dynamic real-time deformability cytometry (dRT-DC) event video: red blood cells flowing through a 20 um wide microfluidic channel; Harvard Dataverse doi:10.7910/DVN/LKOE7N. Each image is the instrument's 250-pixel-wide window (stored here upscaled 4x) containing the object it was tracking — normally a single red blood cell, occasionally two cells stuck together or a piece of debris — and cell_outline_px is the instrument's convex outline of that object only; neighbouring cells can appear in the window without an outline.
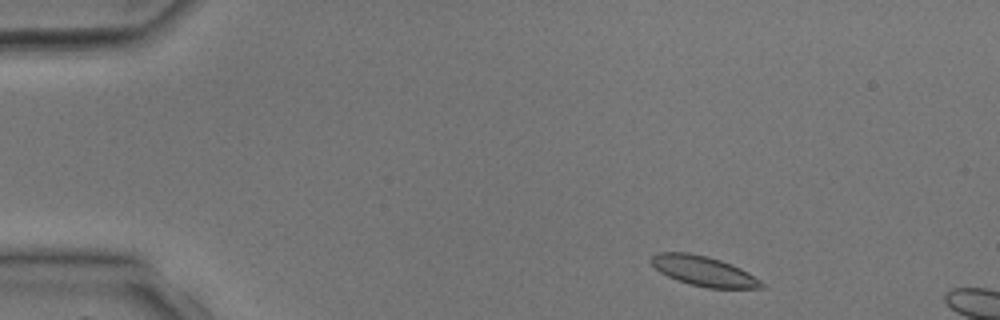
{"species": "common noctule bat (a hibernating species)", "species_latin": "Nyctalus noctula", "temperature_condition": "room temperature", "stored_images_in_passage": 5, "camera_frame_rate_fps": 3000, "um_per_image_px": 0.085, "animal": {"sex": "male", "body_mass_g": 17.9, "forearm_length_mm": 54.2}, "frame": {"image": 1, "passage_image": 2, "time_ms": 0.333, "image_size_px": [1000, 320], "cell_outline_px": [[764, 288], [708, 288], [688, 284], [676, 280], [660, 272], [648, 260], [656, 252], [688, 252], [708, 256], [732, 264], [748, 272], [760, 280], [764, 284]], "centroid_in_image_um": [59.79, 23.03], "position_along_channel_um": 25.2, "area_um2": 19.36}}